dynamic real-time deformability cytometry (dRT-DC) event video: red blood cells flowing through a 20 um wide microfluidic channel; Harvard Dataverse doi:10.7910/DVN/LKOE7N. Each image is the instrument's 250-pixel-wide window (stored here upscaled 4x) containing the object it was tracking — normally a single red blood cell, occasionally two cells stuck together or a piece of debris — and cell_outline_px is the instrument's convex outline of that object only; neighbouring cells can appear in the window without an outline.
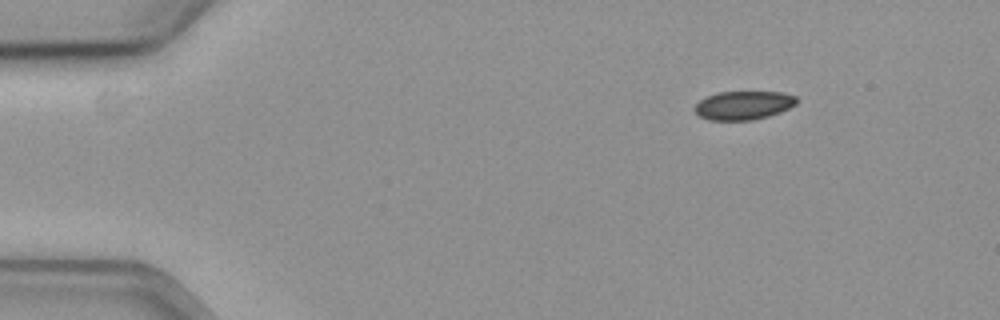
{"species": "common noctule bat (a hibernating species)", "species_latin": "Nyctalus noctula", "temperature_condition": "cold", "stored_images_in_passage": 50, "camera_frame_rate_fps": 3000, "um_per_image_px": 0.085, "animal": {"sex": "female", "body_mass_g": 19.3, "forearm_length_mm": 54.1}, "frame": {"image": 1, "passage_image": 1, "time_ms": 0.0, "image_size_px": [1000, 320], "cell_outline_px": [[796, 104], [780, 112], [768, 116], [752, 120], [708, 120], [700, 116], [692, 108], [700, 100], [708, 96], [720, 92], [784, 92], [796, 96]], "centroid_in_image_um": [63.19, 8.95], "position_along_channel_um": 21.8, "area_um2": 16.94}}
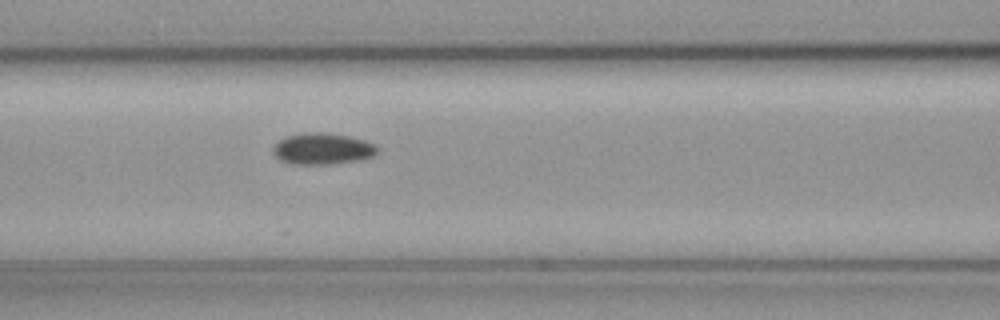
{"frame": {"image": 2, "passage_image": 18, "time_ms": 5.667, "image_size_px": [1000, 320], "cell_outline_px": [[380, 152], [372, 156], [360, 160], [328, 164], [292, 164], [280, 160], [272, 152], [272, 148], [280, 140], [288, 136], [304, 132], [328, 132], [348, 136], [364, 140], [376, 144], [380, 148]], "centroid_in_image_um": [27.45, 12.64], "position_along_channel_um": 139.1, "area_um2": 19.25}}
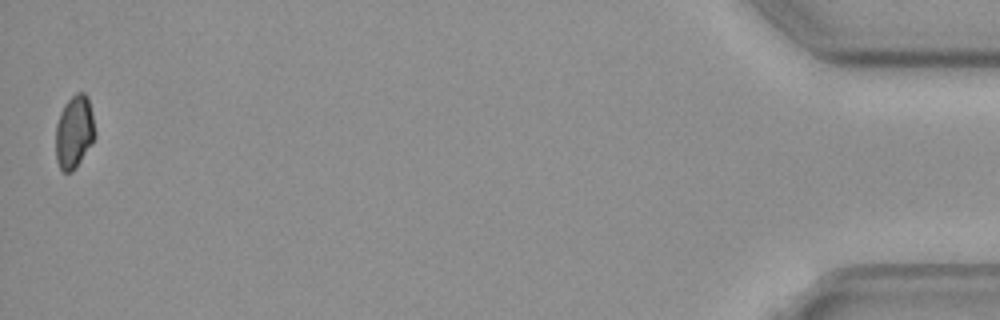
{"frame": {"image": 3, "passage_image": 50, "time_ms": 16.333, "image_size_px": [1000, 320], "cell_outline_px": [[96, 136], [92, 144], [76, 168], [72, 172], [64, 172], [60, 168], [56, 160], [56, 124], [60, 112], [64, 104], [76, 92], [84, 92], [88, 96], [92, 112], [96, 132]], "centroid_in_image_um": [6.32, 11.21], "position_along_channel_um": 428.9, "area_um2": 16.99}}